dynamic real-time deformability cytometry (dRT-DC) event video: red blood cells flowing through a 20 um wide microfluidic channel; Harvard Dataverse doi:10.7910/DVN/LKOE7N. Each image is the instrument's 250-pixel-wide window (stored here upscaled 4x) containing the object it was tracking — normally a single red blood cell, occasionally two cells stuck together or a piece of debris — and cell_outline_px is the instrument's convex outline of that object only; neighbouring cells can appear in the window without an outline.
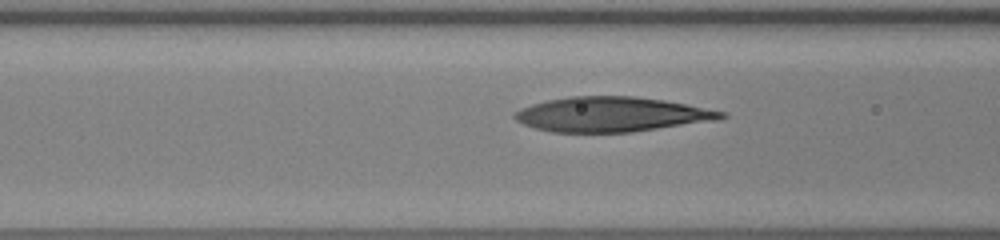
{"species": "human", "species_latin": "Homo sapiens", "temperature_condition": "warm", "stored_images_in_passage": 38, "camera_frame_rate_fps": 3000, "um_per_image_px": 0.085, "donor": {"sex": "male"}, "frame": {"image": 1, "passage_image": 13, "time_ms": 4.0, "image_size_px": [1000, 240], "cell_outline_px": [[728, 116], [716, 120], [632, 132], [552, 132], [536, 128], [524, 124], [516, 120], [512, 116], [512, 112], [520, 108], [532, 104], [548, 100], [572, 96], [636, 96], [664, 100], [688, 104], [728, 112]], "centroid_in_image_um": [52.0, 9.71], "position_along_channel_um": 114.6, "area_um2": 41.96}}
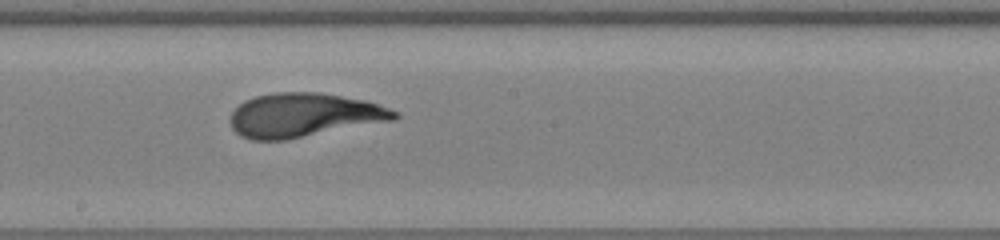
{"frame": {"image": 2, "passage_image": 21, "time_ms": 6.667, "image_size_px": [1000, 240], "cell_outline_px": [[400, 116], [396, 120], [284, 140], [252, 140], [240, 136], [232, 128], [228, 120], [232, 112], [244, 100], [256, 96], [276, 92], [320, 92], [364, 100], [400, 112]], "centroid_in_image_um": [25.83, 9.79], "position_along_channel_um": 222.4, "area_um2": 42.19}}
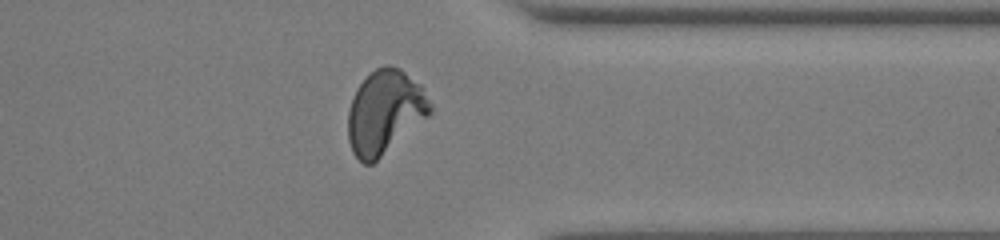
{"frame": {"image": 3, "passage_image": 33, "time_ms": 10.667, "image_size_px": [1000, 240], "cell_outline_px": [[432, 112], [428, 116], [372, 164], [364, 164], [352, 152], [348, 140], [348, 112], [352, 96], [356, 88], [376, 68], [384, 64], [392, 64], [400, 68], [420, 84], [424, 88], [432, 104]], "centroid_in_image_um": [32.71, 9.5], "position_along_channel_um": 378.7, "area_um2": 40.06}}